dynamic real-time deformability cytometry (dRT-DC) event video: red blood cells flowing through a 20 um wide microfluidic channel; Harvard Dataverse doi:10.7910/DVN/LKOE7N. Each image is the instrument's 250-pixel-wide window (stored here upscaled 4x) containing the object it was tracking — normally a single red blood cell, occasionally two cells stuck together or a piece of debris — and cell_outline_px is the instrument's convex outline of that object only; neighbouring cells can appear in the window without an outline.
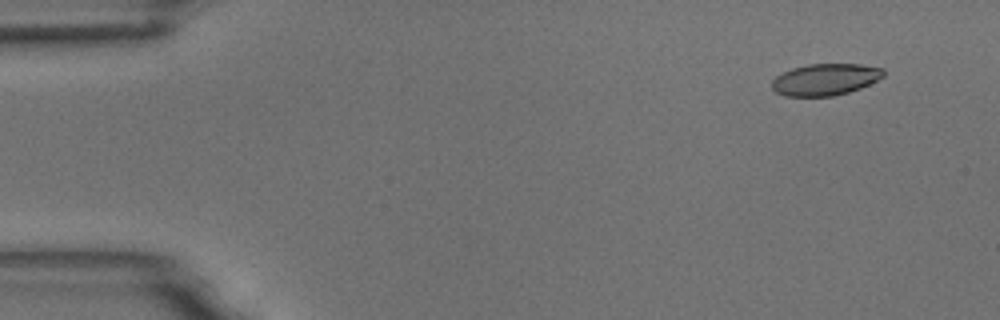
{"species": "common noctule bat (a hibernating species)", "species_latin": "Nyctalus noctula", "temperature_condition": "room temperature", "stored_images_in_passage": 56, "camera_frame_rate_fps": 3000, "um_per_image_px": 0.085, "animal": {"sex": "male", "body_mass_g": 18.8}, "frame": {"image": 1, "passage_image": 5, "time_ms": 1.333, "image_size_px": [1000, 320], "cell_outline_px": [[884, 76], [860, 88], [848, 92], [832, 96], [784, 96], [776, 92], [772, 88], [772, 80], [776, 76], [792, 68], [808, 64], [860, 64], [884, 68]], "centroid_in_image_um": [70.14, 6.75], "position_along_channel_um": 14.9, "area_um2": 20.52}}
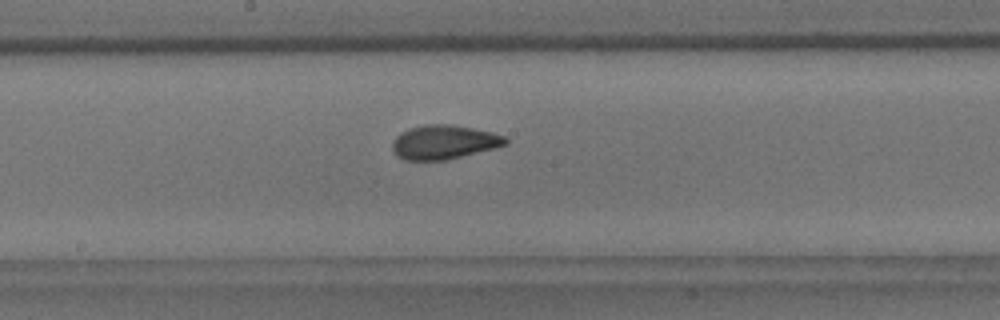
{"frame": {"image": 2, "passage_image": 30, "time_ms": 9.667, "image_size_px": [1000, 320], "cell_outline_px": [[508, 144], [448, 160], [404, 160], [396, 156], [392, 148], [392, 140], [400, 132], [408, 128], [424, 124], [452, 124], [492, 132], [504, 136], [508, 140]], "centroid_in_image_um": [37.69, 12.08], "position_along_channel_um": 210.5, "area_um2": 22.66}}
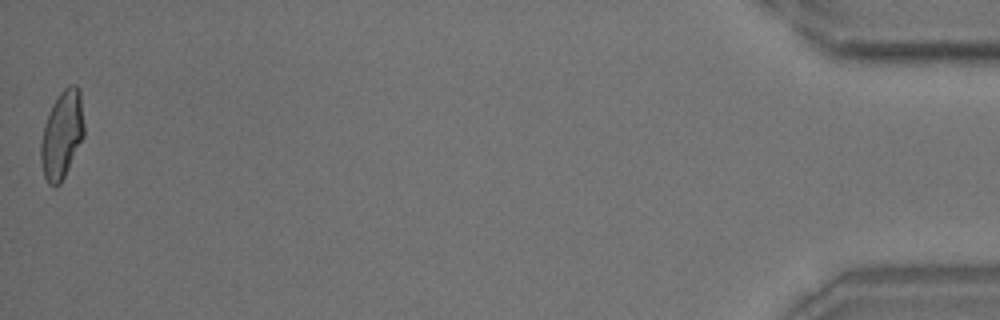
{"frame": {"image": 3, "passage_image": 56, "time_ms": 18.333, "image_size_px": [1000, 320], "cell_outline_px": [[84, 136], [60, 184], [48, 184], [44, 176], [40, 160], [40, 144], [44, 124], [52, 104], [60, 92], [68, 84], [76, 84], [80, 92], [84, 124]], "centroid_in_image_um": [5.26, 11.41], "position_along_channel_um": 429.9, "area_um2": 22.02}, "authors_computed_cell_mechanics": {"area_um2": 21.7039, "velocity_mm_per_s": 3.6311, "shape_relaxation_time_tau1_ms": 5.8138, "shape_relaxation_time_tau2_ms": 1.8352, "deformation_change_tau1": 0.1733, "deformation_change_tau2": 0.0817}}